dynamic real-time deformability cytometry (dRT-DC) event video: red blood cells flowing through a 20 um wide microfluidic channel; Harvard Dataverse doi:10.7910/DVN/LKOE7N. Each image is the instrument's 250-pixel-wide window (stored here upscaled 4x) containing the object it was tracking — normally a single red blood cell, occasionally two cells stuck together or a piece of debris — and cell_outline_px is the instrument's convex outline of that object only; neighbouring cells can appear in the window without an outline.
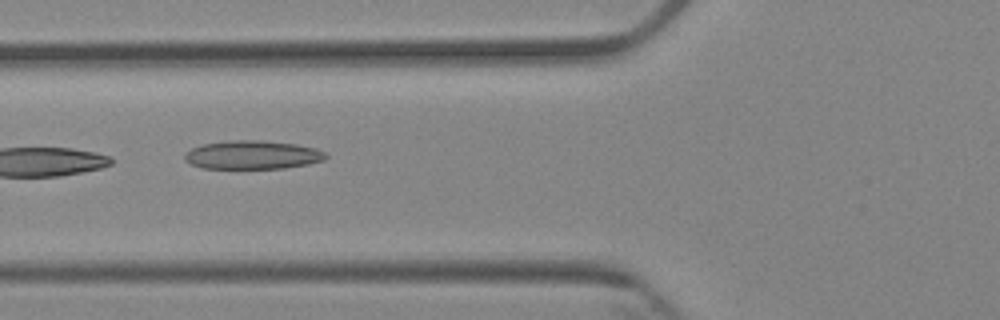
{"species": "Egyptian fruit bat (a non-hibernating species)", "species_latin": "Rousettus aegyptiacus", "temperature_condition": "cold", "stored_images_in_passage": 7, "camera_frame_rate_fps": 3000, "um_per_image_px": 0.085, "animal": {"sex": "female"}, "frame": {"image": 1, "passage_image": 4, "time_ms": 3.667, "image_size_px": [1000, 320], "cell_outline_px": [[328, 156], [324, 160], [308, 164], [284, 168], [200, 168], [184, 160], [184, 152], [200, 144], [232, 140], [260, 140], [296, 144], [316, 148], [324, 152]], "centroid_in_image_um": [21.44, 13.16], "position_along_channel_um": 104.4, "area_um2": 23.58}}
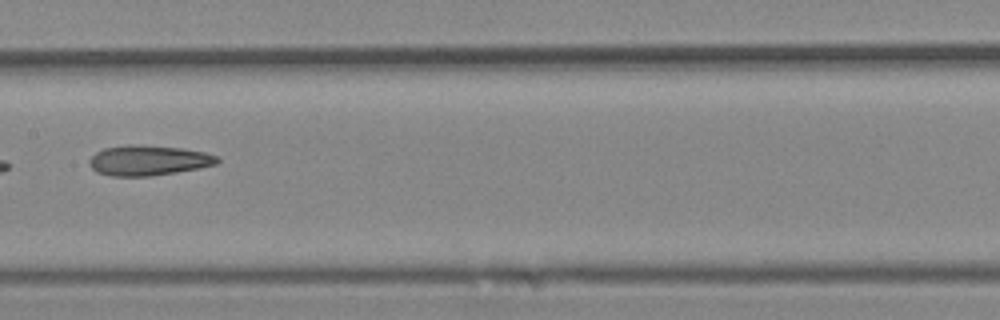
{"frame": {"image": 2, "passage_image": 6, "time_ms": 6.0, "image_size_px": [1000, 320], "cell_outline_px": [[220, 160], [216, 164], [200, 168], [176, 172], [148, 176], [112, 176], [96, 172], [88, 164], [88, 160], [96, 152], [104, 148], [132, 144], [136, 144], [180, 148], [204, 152], [220, 156]], "centroid_in_image_um": [12.61, 13.63], "position_along_channel_um": 194.8, "area_um2": 22.54}}
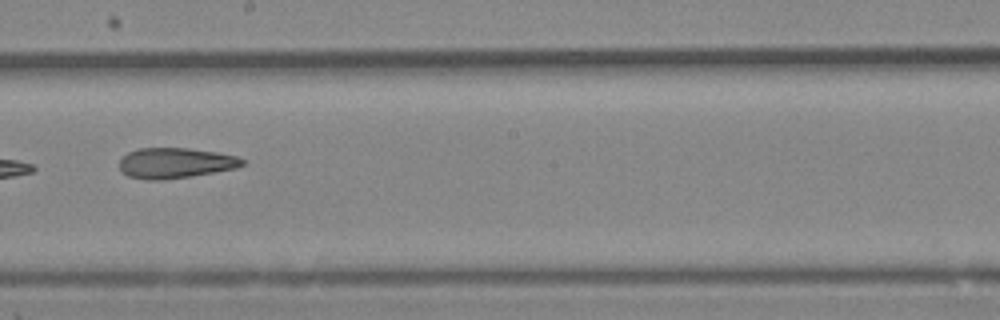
{"frame": {"image": 3, "passage_image": 7, "time_ms": 7.0, "image_size_px": [1000, 320], "cell_outline_px": [[244, 164], [236, 168], [192, 176], [164, 180], [148, 180], [128, 176], [120, 168], [120, 160], [128, 152], [136, 148], [188, 148], [216, 152], [236, 156], [244, 160]], "centroid_in_image_um": [14.9, 13.85], "position_along_channel_um": 233.3, "area_um2": 21.73}}